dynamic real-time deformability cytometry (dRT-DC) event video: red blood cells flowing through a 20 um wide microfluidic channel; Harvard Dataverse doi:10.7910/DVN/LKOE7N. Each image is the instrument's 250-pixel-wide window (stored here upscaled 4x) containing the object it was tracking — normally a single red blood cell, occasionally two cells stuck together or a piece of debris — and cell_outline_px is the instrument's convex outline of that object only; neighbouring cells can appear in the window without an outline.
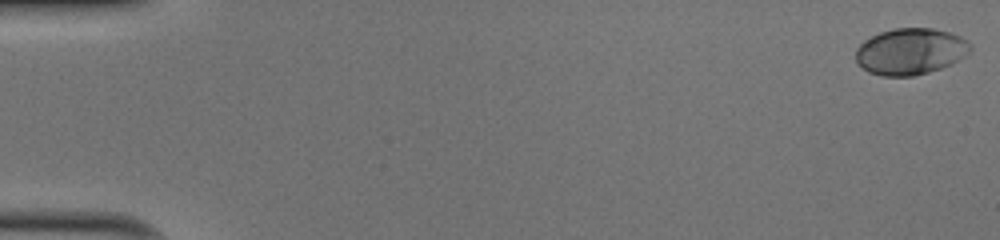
{"species": "human", "species_latin": "Homo sapiens", "temperature_condition": "cold", "stored_images_in_passage": 48, "camera_frame_rate_fps": 3000, "um_per_image_px": 0.085, "donor": {"sex": "male"}, "frame": {"image": 1, "passage_image": 1, "time_ms": 0.0, "image_size_px": [1000, 240], "cell_outline_px": [[972, 48], [960, 60], [952, 64], [928, 72], [912, 76], [884, 76], [868, 72], [856, 60], [856, 48], [864, 40], [880, 32], [892, 28], [932, 28], [952, 32], [968, 40], [972, 44]], "centroid_in_image_um": [77.42, 4.36], "position_along_channel_um": 7.6, "area_um2": 31.15}}
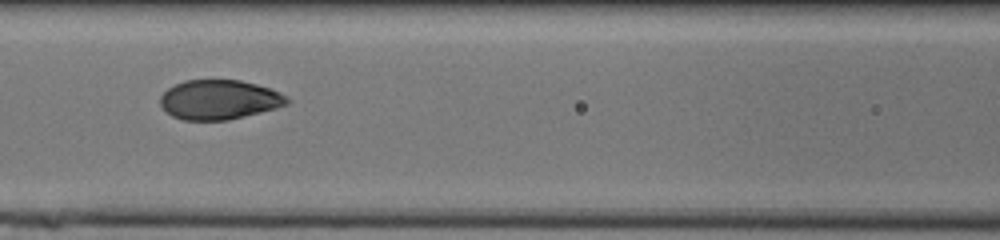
{"frame": {"image": 2, "passage_image": 24, "time_ms": 7.667, "image_size_px": [1000, 240], "cell_outline_px": [[292, 100], [288, 104], [276, 108], [228, 120], [184, 120], [172, 116], [160, 104], [160, 96], [168, 88], [184, 80], [240, 80], [256, 84], [280, 92], [288, 96]], "centroid_in_image_um": [18.66, 8.47], "position_along_channel_um": 147.9, "area_um2": 29.19}}
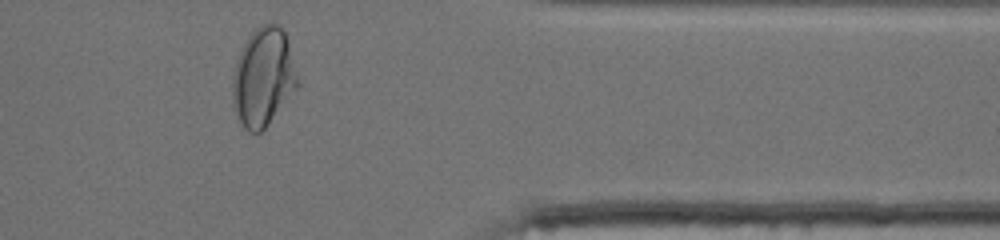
{"frame": {"image": 3, "passage_image": 43, "time_ms": 14.0, "image_size_px": [1000, 240], "cell_outline_px": [[300, 84], [268, 124], [260, 132], [248, 132], [244, 128], [232, 108], [232, 76], [240, 52], [244, 44], [252, 32], [260, 24], [280, 24], [288, 40], [300, 80]], "centroid_in_image_um": [22.38, 6.56], "position_along_channel_um": 389.0, "area_um2": 37.45}, "authors_computed_cell_mechanics": {"area_um2": 30.3739, "velocity_mm_per_s": 4.0443, "shape_relaxation_time_tau1_ms": 4.3159, "shape_relaxation_time_tau2_ms": null, "deformation_change_tau1": 0.179, "deformation_change_tau2": null}}